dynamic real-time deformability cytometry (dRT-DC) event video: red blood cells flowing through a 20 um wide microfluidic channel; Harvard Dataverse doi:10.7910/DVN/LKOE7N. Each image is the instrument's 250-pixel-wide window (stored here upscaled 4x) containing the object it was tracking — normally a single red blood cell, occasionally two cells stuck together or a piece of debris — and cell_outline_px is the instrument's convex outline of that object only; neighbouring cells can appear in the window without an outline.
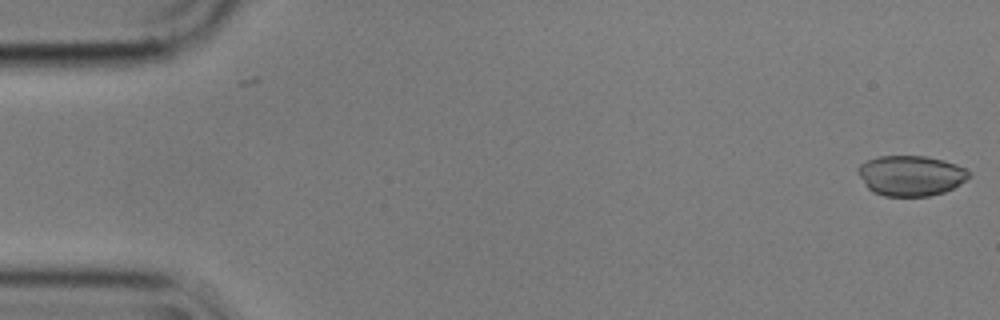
{"species": "common noctule bat (a hibernating species)", "species_latin": "Nyctalus noctula", "temperature_condition": "cold", "stored_images_in_passage": 55, "camera_frame_rate_fps": 3000, "um_per_image_px": 0.085, "animal": {"sex": "male", "body_mass_g": 17.9}, "frame": {"image": 1, "passage_image": 1, "time_ms": 0.0, "image_size_px": [1000, 320], "cell_outline_px": [[972, 176], [952, 188], [944, 192], [928, 196], [884, 196], [872, 192], [864, 184], [856, 172], [856, 168], [860, 164], [876, 156], [928, 156], [944, 160], [956, 164], [972, 172]], "centroid_in_image_um": [77.4, 14.92], "position_along_channel_um": 7.6, "area_um2": 26.36}}
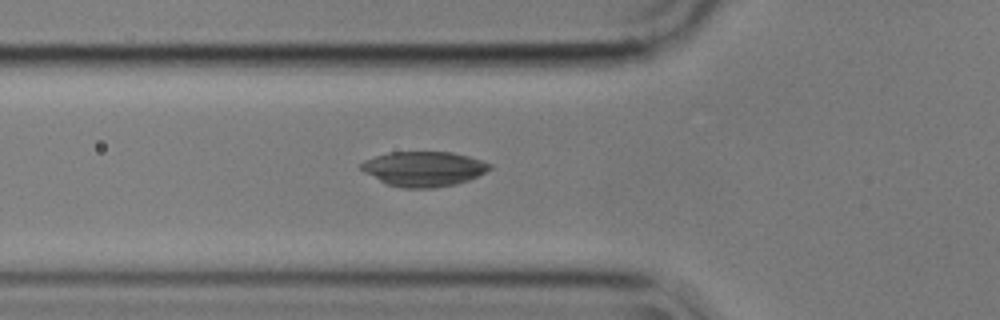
{"frame": {"image": 2, "passage_image": 19, "time_ms": 6.0, "image_size_px": [1000, 320], "cell_outline_px": [[492, 168], [468, 180], [456, 184], [432, 188], [404, 188], [388, 184], [364, 172], [360, 168], [360, 164], [364, 160], [388, 152], [452, 152], [468, 156], [492, 164]], "centroid_in_image_um": [36.01, 14.35], "position_along_channel_um": 89.8, "area_um2": 25.95}}
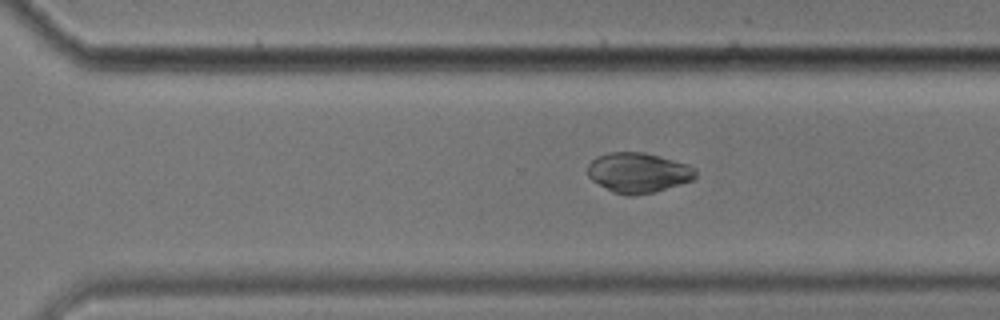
{"frame": {"image": 3, "passage_image": 38, "time_ms": 12.333, "image_size_px": [1000, 320], "cell_outline_px": [[696, 176], [692, 180], [680, 184], [652, 192], [632, 196], [628, 196], [612, 192], [592, 180], [588, 176], [588, 164], [596, 156], [608, 152], [644, 152], [660, 156], [688, 164], [696, 168]], "centroid_in_image_um": [54.23, 14.66], "position_along_channel_um": 316.4, "area_um2": 25.2}}